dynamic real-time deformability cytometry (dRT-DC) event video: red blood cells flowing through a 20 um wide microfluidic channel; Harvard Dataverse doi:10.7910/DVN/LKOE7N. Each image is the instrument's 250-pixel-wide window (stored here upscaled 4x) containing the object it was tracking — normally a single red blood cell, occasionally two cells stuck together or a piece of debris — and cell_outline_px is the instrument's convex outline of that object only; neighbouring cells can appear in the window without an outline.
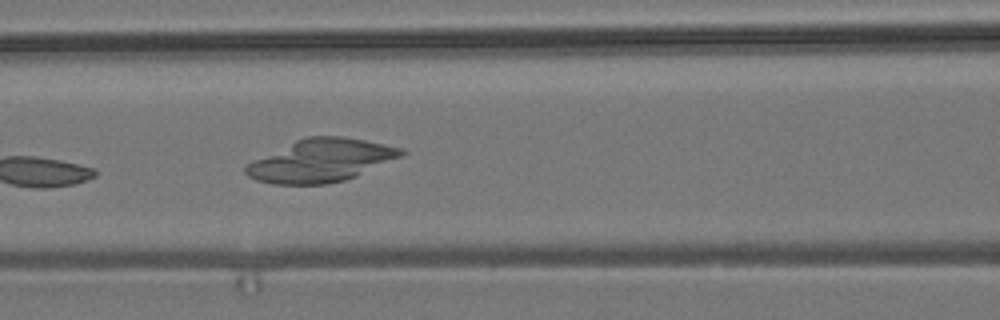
{"species": "common noctule bat (a hibernating species)", "species_latin": "Nyctalus noctula", "temperature_condition": "room temperature", "stored_images_in_passage": 7, "camera_frame_rate_fps": 3000, "um_per_image_px": 0.085, "animal": {"sex": "male", "body_mass_g": 19.2, "forearm_length_mm": 51.8}, "frame": {"image": 1, "passage_image": 7, "time_ms": 2.0, "image_size_px": [1000, 320], "cell_outline_px": [[408, 152], [400, 156], [356, 176], [344, 180], [324, 184], [272, 184], [256, 180], [248, 176], [244, 172], [244, 164], [296, 140], [308, 136], [344, 136], [404, 148]], "centroid_in_image_um": [27.24, 13.64], "position_along_channel_um": 139.4, "area_um2": 38.55}}